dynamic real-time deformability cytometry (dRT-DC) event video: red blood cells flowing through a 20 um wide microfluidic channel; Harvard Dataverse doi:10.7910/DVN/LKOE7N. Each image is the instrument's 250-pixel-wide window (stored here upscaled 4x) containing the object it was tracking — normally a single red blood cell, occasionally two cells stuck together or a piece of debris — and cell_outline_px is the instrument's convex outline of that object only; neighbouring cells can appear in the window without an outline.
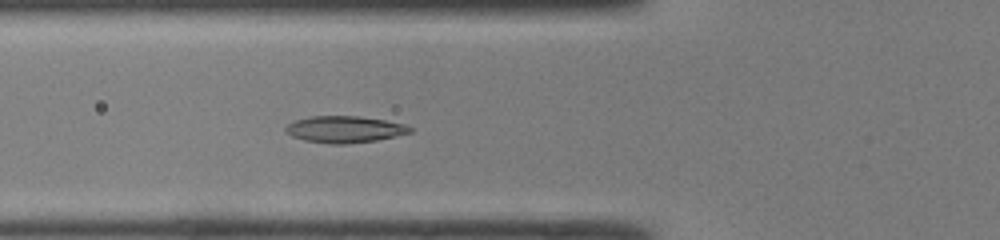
{"species": "common noctule bat (a hibernating species)", "species_latin": "Nyctalus noctula", "temperature_condition": "room temperature", "stored_images_in_passage": 47, "camera_frame_rate_fps": 3000, "um_per_image_px": 0.085, "animal": {"sex": "male", "body_mass_g": 19.0, "forearm_length_mm": 50.8}, "frame": {"image": 1, "passage_image": 17, "time_ms": 5.333, "image_size_px": [1000, 240], "cell_outline_px": [[412, 132], [376, 140], [344, 144], [332, 144], [304, 140], [292, 136], [284, 132], [284, 128], [288, 124], [296, 120], [312, 116], [360, 116], [384, 120], [404, 124], [412, 128]], "centroid_in_image_um": [29.26, 10.99], "position_along_channel_um": 96.5, "area_um2": 19.19}}
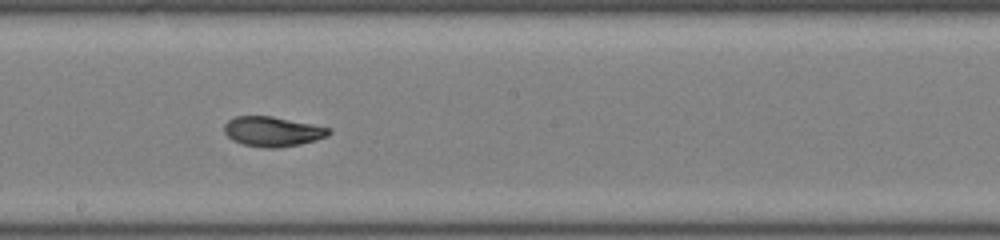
{"frame": {"image": 2, "passage_image": 26, "time_ms": 8.333, "image_size_px": [1000, 240], "cell_outline_px": [[332, 132], [328, 136], [316, 140], [300, 144], [276, 148], [264, 148], [244, 144], [232, 140], [224, 132], [224, 124], [228, 120], [236, 116], [272, 116], [332, 128]], "centroid_in_image_um": [23.18, 11.17], "position_along_channel_um": 225.0, "area_um2": 18.26}}
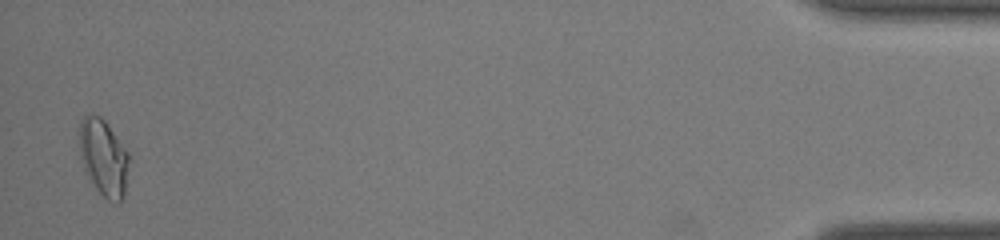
{"frame": {"image": 3, "passage_image": 46, "time_ms": 15.0, "image_size_px": [1000, 240], "cell_outline_px": [[128, 160], [124, 196], [120, 204], [116, 204], [108, 200], [96, 188], [88, 176], [80, 160], [76, 132], [80, 120], [88, 112], [100, 116], [104, 120], [128, 152]], "centroid_in_image_um": [8.73, 13.34], "position_along_channel_um": 426.5, "area_um2": 22.54}, "authors_computed_cell_mechanics": {"area_um2": 18.9584, "velocity_mm_per_s": 4.2885, "shape_relaxation_time_tau1_ms": 7.7746, "shape_relaxation_time_tau2_ms": 1.3926, "deformation_change_tau1": 0.2091, "deformation_change_tau2": 0.0526}}